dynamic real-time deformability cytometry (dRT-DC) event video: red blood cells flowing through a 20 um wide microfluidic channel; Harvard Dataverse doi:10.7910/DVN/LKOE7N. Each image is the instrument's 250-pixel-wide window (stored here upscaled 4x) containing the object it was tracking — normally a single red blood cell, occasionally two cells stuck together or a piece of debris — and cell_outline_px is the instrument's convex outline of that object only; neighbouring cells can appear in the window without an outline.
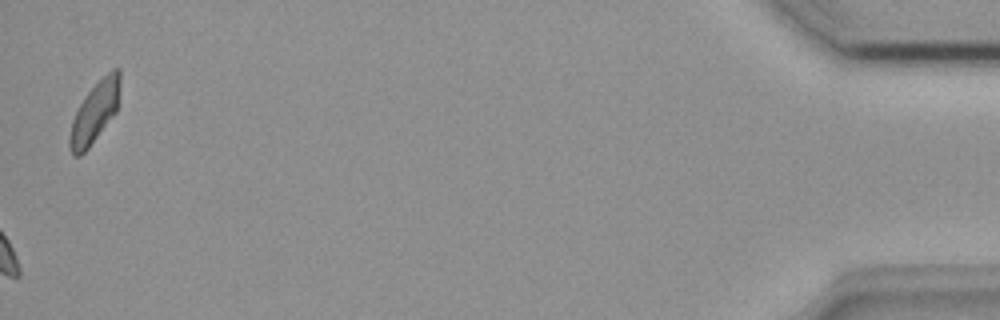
{"species": "common noctule bat (a hibernating species)", "species_latin": "Nyctalus noctula", "temperature_condition": "room temperature", "stored_images_in_passage": 42, "camera_frame_rate_fps": 3000, "um_per_image_px": 0.085, "animal": {"sex": "female", "body_mass_g": 18.4}, "frame": {"image": 1, "passage_image": 42, "time_ms": 13.667, "image_size_px": [1000, 320], "cell_outline_px": [[120, 84], [116, 112], [88, 148], [80, 156], [72, 156], [68, 144], [68, 140], [72, 120], [84, 96], [112, 68], [120, 68]], "centroid_in_image_um": [8.04, 9.56], "position_along_channel_um": 427.2, "area_um2": 17.63}}